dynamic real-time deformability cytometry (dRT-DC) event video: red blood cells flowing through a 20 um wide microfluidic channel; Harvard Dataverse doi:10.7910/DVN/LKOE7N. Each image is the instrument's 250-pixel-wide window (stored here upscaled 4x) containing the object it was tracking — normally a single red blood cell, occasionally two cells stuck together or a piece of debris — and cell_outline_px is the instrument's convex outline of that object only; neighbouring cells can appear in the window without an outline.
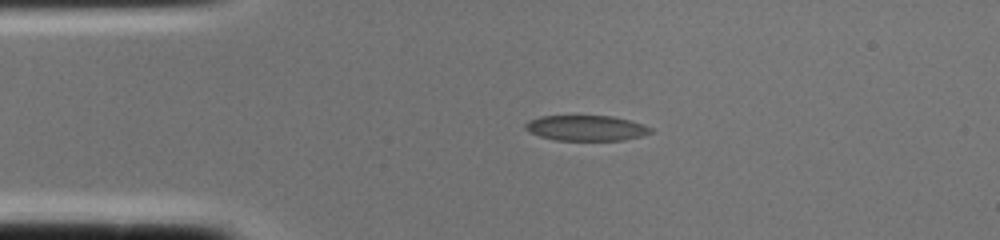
{"species": "common noctule bat (a hibernating species)", "species_latin": "Nyctalus noctula", "temperature_condition": "cold", "stored_images_in_passage": 1, "camera_frame_rate_fps": 3000, "um_per_image_px": 0.085, "animal": {"sex": "female", "body_mass_g": 22.0, "forearm_length_mm": 56.7}, "frame": {"image": 1, "passage_image": 1, "time_ms": 0.0, "image_size_px": [1000, 240], "cell_outline_px": [[652, 132], [644, 136], [624, 140], [556, 140], [540, 136], [528, 132], [524, 128], [524, 124], [528, 120], [540, 116], [612, 116], [644, 124], [652, 128]], "centroid_in_image_um": [49.82, 10.88], "position_along_channel_um": 35.2, "area_um2": 18.67}}